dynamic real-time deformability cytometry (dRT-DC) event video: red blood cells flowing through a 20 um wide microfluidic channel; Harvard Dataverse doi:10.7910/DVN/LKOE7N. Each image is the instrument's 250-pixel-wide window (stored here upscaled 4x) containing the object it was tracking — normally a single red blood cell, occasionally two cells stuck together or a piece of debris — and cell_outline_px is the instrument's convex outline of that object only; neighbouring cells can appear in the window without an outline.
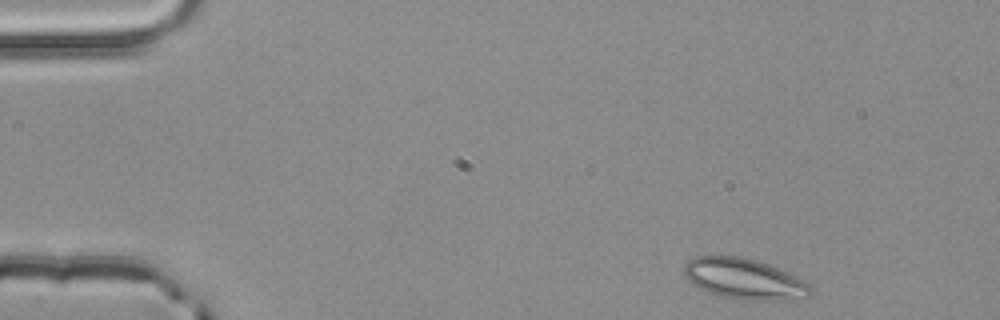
{"species": "common noctule bat (a hibernating species)", "species_latin": "Nyctalus noctula", "temperature_condition": "room temperature", "stored_images_in_passage": 3, "camera_frame_rate_fps": 3000, "um_per_image_px": 0.085, "animal": {"sex": "male", "body_mass_g": 20.4}, "frame": {"image": 1, "passage_image": 1, "time_ms": 0.0, "image_size_px": [1000, 320], "cell_outline_px": [[812, 296], [788, 300], [748, 300], [720, 296], [708, 292], [692, 284], [684, 276], [684, 264], [688, 260], [696, 256], [740, 256], [756, 260], [780, 268], [812, 284]], "centroid_in_image_um": [63.29, 23.71], "position_along_channel_um": 21.7, "area_um2": 30.35}}